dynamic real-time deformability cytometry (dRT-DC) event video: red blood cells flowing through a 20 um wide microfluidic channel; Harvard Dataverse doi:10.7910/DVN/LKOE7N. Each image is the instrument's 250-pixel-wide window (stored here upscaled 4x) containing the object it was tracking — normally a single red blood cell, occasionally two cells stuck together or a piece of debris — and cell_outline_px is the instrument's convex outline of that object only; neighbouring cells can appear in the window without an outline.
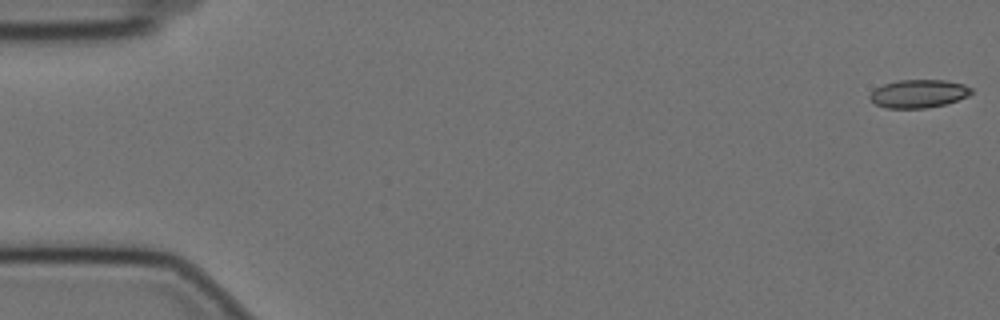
{"species": "Egyptian fruit bat (a non-hibernating species)", "species_latin": "Rousettus aegyptiacus", "temperature_condition": "cold", "stored_images_in_passage": 58, "camera_frame_rate_fps": 3000, "um_per_image_px": 0.085, "animal": {"sex": "female"}, "frame": {"image": 1, "passage_image": 1, "time_ms": 0.0, "image_size_px": [1000, 320], "cell_outline_px": [[972, 92], [968, 96], [944, 104], [928, 108], [884, 108], [876, 104], [868, 96], [876, 88], [884, 84], [896, 80], [944, 80], [964, 84], [972, 88]], "centroid_in_image_um": [78.07, 7.96], "position_along_channel_um": 6.9, "area_um2": 16.59}}
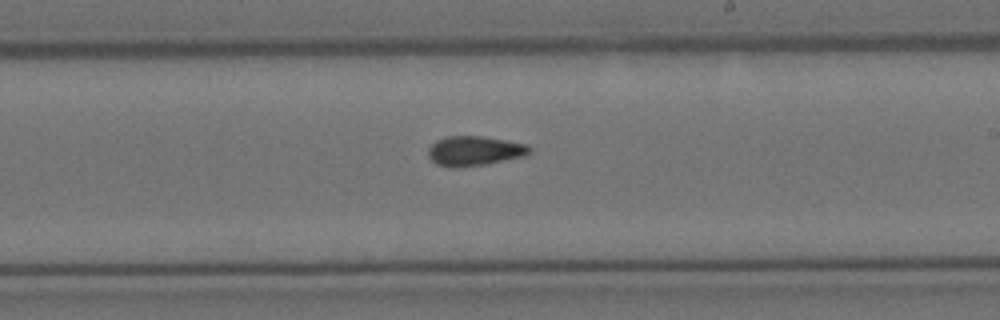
{"frame": {"image": 2, "passage_image": 34, "time_ms": 11.0, "image_size_px": [1000, 320], "cell_outline_px": [[532, 152], [524, 156], [484, 164], [456, 168], [452, 168], [436, 164], [428, 156], [428, 148], [436, 140], [448, 136], [484, 136], [528, 144], [532, 148]], "centroid_in_image_um": [40.34, 12.82], "position_along_channel_um": 248.7, "area_um2": 17.63}}
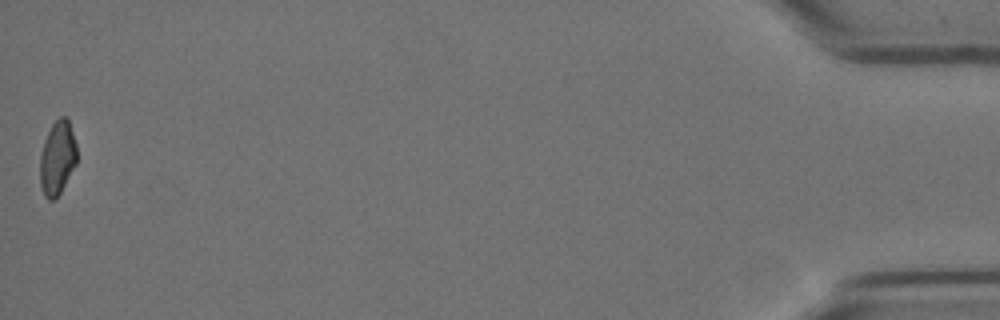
{"frame": {"image": 3, "passage_image": 58, "time_ms": 19.0, "image_size_px": [1000, 320], "cell_outline_px": [[76, 164], [56, 200], [48, 200], [44, 196], [40, 184], [40, 156], [44, 140], [52, 124], [60, 116], [64, 116], [68, 120], [76, 144]], "centroid_in_image_um": [4.86, 13.46], "position_along_channel_um": 430.3, "area_um2": 15.84}, "authors_computed_cell_mechanics": {"area_um2": 16.9643, "velocity_mm_per_s": 3.4904, "shape_relaxation_time_tau1_ms": null, "shape_relaxation_time_tau2_ms": 4.3525, "deformation_change_tau1": null, "deformation_change_tau2": 0.1048}}